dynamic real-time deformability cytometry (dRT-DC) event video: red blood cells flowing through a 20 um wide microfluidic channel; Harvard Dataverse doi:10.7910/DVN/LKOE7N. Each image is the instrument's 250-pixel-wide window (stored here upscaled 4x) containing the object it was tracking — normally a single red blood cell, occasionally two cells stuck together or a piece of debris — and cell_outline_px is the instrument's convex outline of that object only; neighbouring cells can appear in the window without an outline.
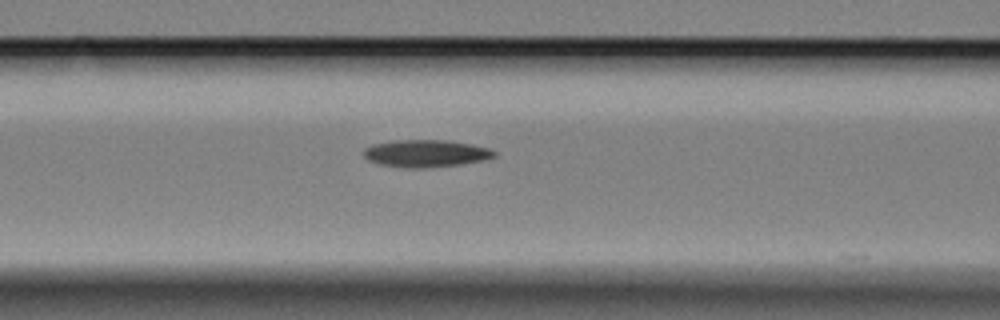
{"species": "Egyptian fruit bat (a non-hibernating species)", "species_latin": "Rousettus aegyptiacus", "temperature_condition": "cold", "stored_images_in_passage": 40, "camera_frame_rate_fps": 3000, "um_per_image_px": 0.085, "animal": {"sex": "female"}, "frame": {"image": 1, "passage_image": 11, "time_ms": 3.333, "image_size_px": [1000, 320], "cell_outline_px": [[496, 156], [484, 160], [460, 164], [424, 168], [404, 168], [380, 164], [368, 160], [364, 156], [364, 148], [372, 144], [392, 140], [448, 140], [472, 144], [488, 148], [496, 152]], "centroid_in_image_um": [36.18, 13.03], "position_along_channel_um": 130.4, "area_um2": 20.87}}
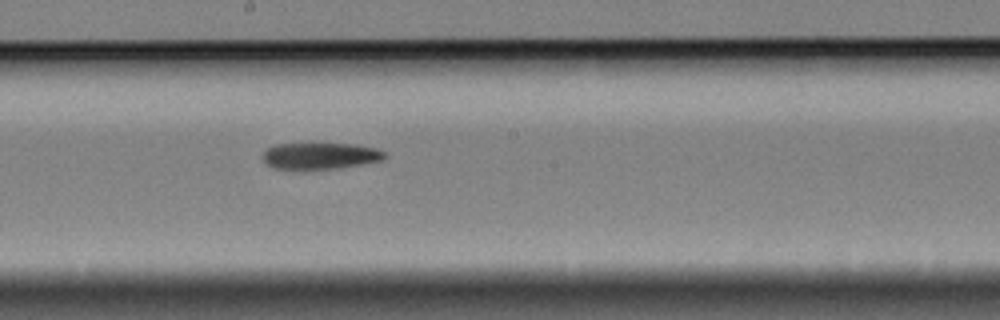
{"frame": {"image": 2, "passage_image": 19, "time_ms": 6.0, "image_size_px": [1000, 320], "cell_outline_px": [[388, 156], [384, 160], [340, 168], [276, 168], [268, 164], [264, 160], [264, 152], [268, 148], [276, 144], [356, 144], [376, 148], [388, 152]], "centroid_in_image_um": [27.34, 13.23], "position_along_channel_um": 220.9, "area_um2": 18.55}}
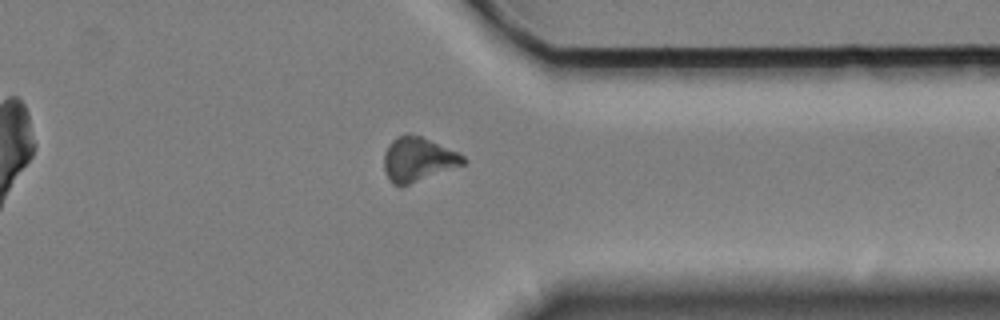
{"frame": {"image": 3, "passage_image": 33, "time_ms": 10.667, "image_size_px": [1000, 320], "cell_outline_px": [[468, 160], [464, 164], [400, 188], [392, 184], [388, 180], [384, 168], [384, 152], [392, 140], [396, 136], [408, 132], [420, 136], [456, 152], [464, 156]], "centroid_in_image_um": [35.48, 13.56], "position_along_channel_um": 375.9, "area_um2": 20.52}}